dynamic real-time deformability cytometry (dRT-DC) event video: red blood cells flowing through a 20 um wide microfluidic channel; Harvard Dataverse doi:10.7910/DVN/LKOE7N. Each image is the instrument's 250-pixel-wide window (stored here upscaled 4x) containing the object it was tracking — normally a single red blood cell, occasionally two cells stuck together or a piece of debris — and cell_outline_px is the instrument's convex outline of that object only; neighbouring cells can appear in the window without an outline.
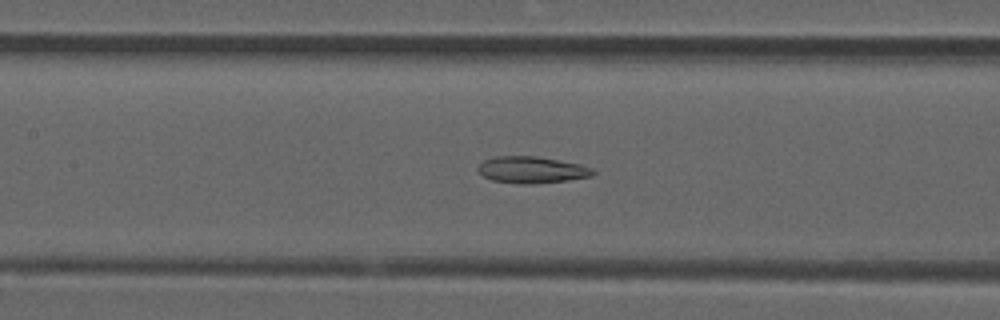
{"species": "common noctule bat (a hibernating species)", "species_latin": "Nyctalus noctula", "temperature_condition": "room temperature", "stored_images_in_passage": 47, "camera_frame_rate_fps": 3000, "um_per_image_px": 0.085, "animal": {"sex": "male", "forearm_length_mm": 52.5}, "frame": {"image": 1, "passage_image": 20, "time_ms": 6.333, "image_size_px": [1000, 320], "cell_outline_px": [[596, 172], [592, 176], [568, 180], [532, 184], [516, 184], [492, 180], [484, 176], [476, 168], [484, 160], [496, 156], [536, 156], [580, 164], [592, 168]], "centroid_in_image_um": [45.2, 14.44], "position_along_channel_um": 162.2, "area_um2": 17.86}}
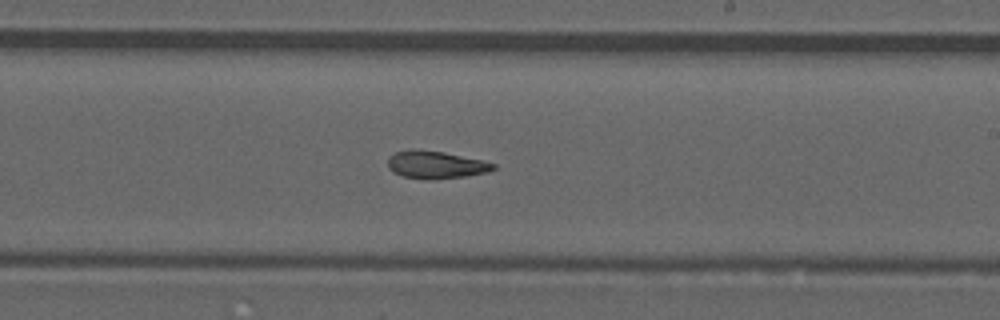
{"frame": {"image": 2, "passage_image": 27, "time_ms": 8.667, "image_size_px": [1000, 320], "cell_outline_px": [[496, 168], [488, 172], [464, 176], [428, 180], [404, 176], [392, 172], [388, 168], [388, 156], [396, 152], [412, 148], [416, 148], [444, 152], [480, 160], [496, 164]], "centroid_in_image_um": [36.99, 13.99], "position_along_channel_um": 252.0, "area_um2": 16.99}}
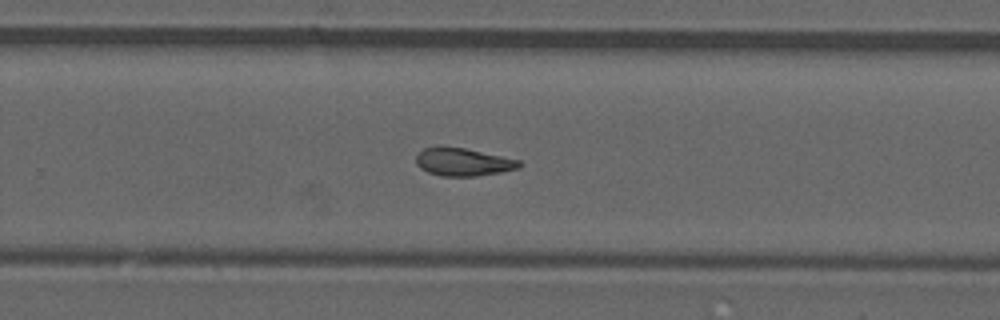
{"frame": {"image": 3, "passage_image": 30, "time_ms": 9.667, "image_size_px": [1000, 320], "cell_outline_px": [[524, 164], [520, 168], [500, 172], [476, 176], [440, 176], [428, 172], [420, 168], [416, 164], [416, 156], [424, 148], [436, 144], [444, 144], [464, 148], [520, 160]], "centroid_in_image_um": [39.33, 13.74], "position_along_channel_um": 290.5, "area_um2": 17.17}}